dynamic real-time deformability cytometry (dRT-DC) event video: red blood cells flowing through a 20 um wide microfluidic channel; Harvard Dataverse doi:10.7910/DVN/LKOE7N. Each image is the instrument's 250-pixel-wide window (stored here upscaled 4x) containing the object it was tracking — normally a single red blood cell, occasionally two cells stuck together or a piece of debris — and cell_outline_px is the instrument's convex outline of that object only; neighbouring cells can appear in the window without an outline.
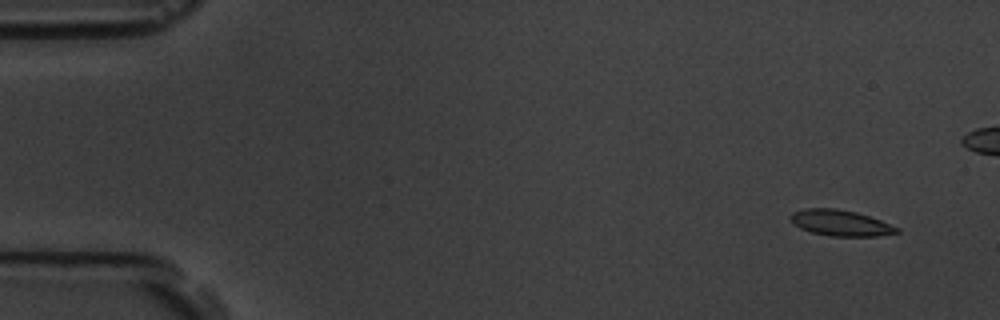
{"species": "common noctule bat (a hibernating species)", "species_latin": "Nyctalus noctula", "temperature_condition": "room temperature", "stored_images_in_passage": 6, "camera_frame_rate_fps": 3000, "um_per_image_px": 0.085, "animal": {"sex": "male", "body_mass_g": 19.5, "forearm_length_mm": 54.6}, "frame": {"image": 1, "passage_image": 1, "time_ms": 0.0, "image_size_px": [1000, 320], "cell_outline_px": [[900, 232], [880, 236], [832, 236], [812, 232], [800, 228], [792, 224], [788, 216], [792, 212], [804, 208], [836, 208], [856, 212], [880, 220], [900, 228]], "centroid_in_image_um": [71.41, 18.94], "position_along_channel_um": 13.6, "area_um2": 16.18}}